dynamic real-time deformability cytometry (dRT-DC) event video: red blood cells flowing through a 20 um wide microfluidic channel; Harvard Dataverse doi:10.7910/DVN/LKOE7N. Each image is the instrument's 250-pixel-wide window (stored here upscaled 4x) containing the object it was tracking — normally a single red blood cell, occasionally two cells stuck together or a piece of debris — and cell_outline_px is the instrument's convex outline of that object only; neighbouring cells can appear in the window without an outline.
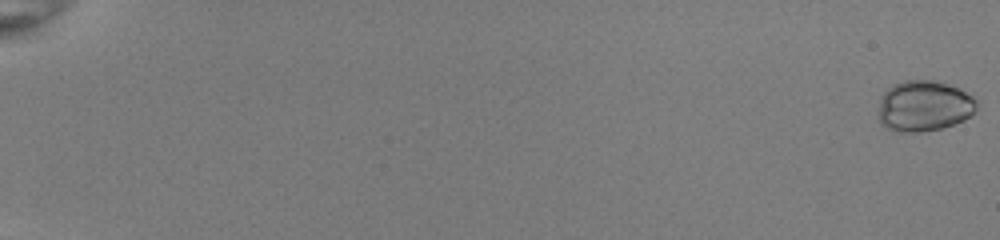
{"species": "common noctule bat (a hibernating species)", "species_latin": "Nyctalus noctula", "temperature_condition": "room temperature", "stored_images_in_passage": 54, "camera_frame_rate_fps": 3000, "um_per_image_px": 0.085, "animal": {"sex": "female", "body_mass_g": 22.0, "forearm_length_mm": 56.7}, "frame": {"image": 1, "passage_image": 1, "time_ms": 0.0, "image_size_px": [1000, 240], "cell_outline_px": [[976, 112], [964, 120], [940, 128], [920, 132], [896, 132], [888, 128], [880, 120], [880, 100], [884, 92], [888, 88], [904, 80], [936, 80], [956, 88], [972, 96], [976, 100]], "centroid_in_image_um": [78.56, 9.01], "position_along_channel_um": 6.4, "area_um2": 28.73}}
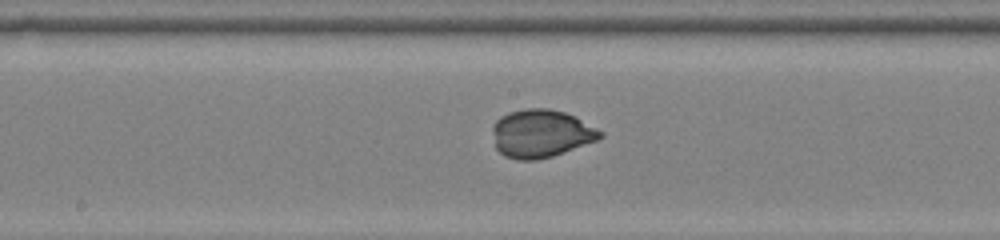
{"frame": {"image": 2, "passage_image": 32, "time_ms": 10.333, "image_size_px": [1000, 240], "cell_outline_px": [[604, 136], [596, 140], [564, 152], [552, 156], [536, 160], [520, 160], [504, 156], [496, 148], [492, 132], [492, 124], [500, 116], [508, 112], [524, 108], [548, 108], [564, 112], [576, 116], [604, 132]], "centroid_in_image_um": [45.97, 11.33], "position_along_channel_um": 202.2, "area_um2": 30.29}}
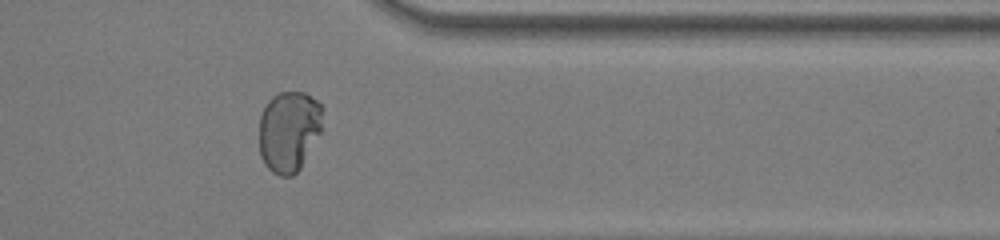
{"frame": {"image": 3, "passage_image": 46, "time_ms": 15.0, "image_size_px": [1000, 240], "cell_outline_px": [[324, 108], [320, 132], [300, 168], [292, 176], [280, 176], [272, 172], [264, 164], [260, 156], [260, 116], [268, 100], [272, 96], [280, 92], [304, 92], [316, 100]], "centroid_in_image_um": [24.56, 11.14], "position_along_channel_um": 386.8, "area_um2": 29.94}, "authors_computed_cell_mechanics": {"area_um2": 29.0445, "velocity_mm_per_s": 4.0216, "shape_relaxation_time_tau1_ms": 4.9255, "shape_relaxation_time_tau2_ms": null, "deformation_change_tau1": 0.1722, "deformation_change_tau2": null}}